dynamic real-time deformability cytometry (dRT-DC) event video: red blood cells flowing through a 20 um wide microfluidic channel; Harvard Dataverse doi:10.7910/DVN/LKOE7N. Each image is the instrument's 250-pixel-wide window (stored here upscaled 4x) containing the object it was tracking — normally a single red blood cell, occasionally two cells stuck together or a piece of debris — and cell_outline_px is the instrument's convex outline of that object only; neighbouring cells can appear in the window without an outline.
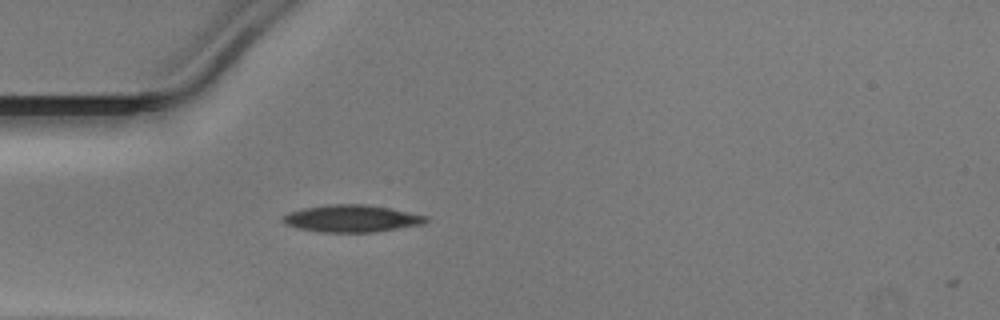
{"species": "Egyptian fruit bat (a non-hibernating species)", "species_latin": "Rousettus aegyptiacus", "temperature_condition": "warm", "stored_images_in_passage": 11, "camera_frame_rate_fps": 3000, "um_per_image_px": 0.085, "animal": {"sex": "male"}, "frame": {"image": 1, "passage_image": 1, "time_ms": 0.0, "image_size_px": [1000, 320], "cell_outline_px": [[428, 220], [424, 224], [372, 232], [320, 232], [296, 228], [284, 224], [280, 220], [280, 216], [288, 212], [304, 208], [328, 204], [368, 204], [428, 216]], "centroid_in_image_um": [29.82, 18.57], "position_along_channel_um": 55.2, "area_um2": 22.77}}
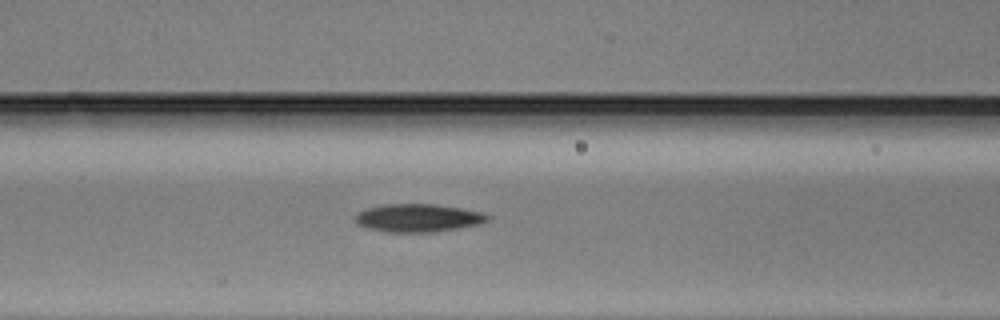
{"frame": {"image": 2, "passage_image": 7, "time_ms": 2.0, "image_size_px": [1000, 320], "cell_outline_px": [[492, 216], [488, 220], [480, 224], [460, 228], [432, 232], [388, 232], [368, 228], [356, 224], [356, 216], [364, 208], [384, 204], [432, 204], [460, 208], [480, 212]], "centroid_in_image_um": [35.54, 18.52], "position_along_channel_um": 131.1, "area_um2": 21.56}}
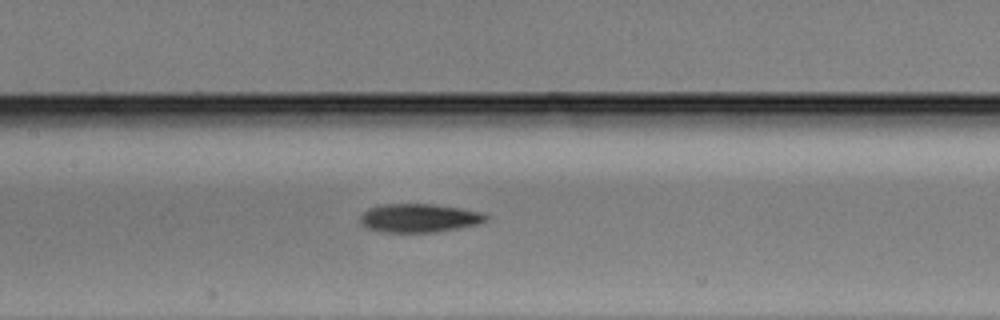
{"frame": {"image": 3, "passage_image": 10, "time_ms": 3.0, "image_size_px": [1000, 320], "cell_outline_px": [[488, 220], [476, 224], [460, 228], [436, 232], [384, 232], [368, 228], [360, 224], [360, 216], [368, 208], [384, 204], [432, 204], [460, 208], [484, 212], [488, 216]], "centroid_in_image_um": [35.64, 18.53], "position_along_channel_um": 171.8, "area_um2": 20.98}}